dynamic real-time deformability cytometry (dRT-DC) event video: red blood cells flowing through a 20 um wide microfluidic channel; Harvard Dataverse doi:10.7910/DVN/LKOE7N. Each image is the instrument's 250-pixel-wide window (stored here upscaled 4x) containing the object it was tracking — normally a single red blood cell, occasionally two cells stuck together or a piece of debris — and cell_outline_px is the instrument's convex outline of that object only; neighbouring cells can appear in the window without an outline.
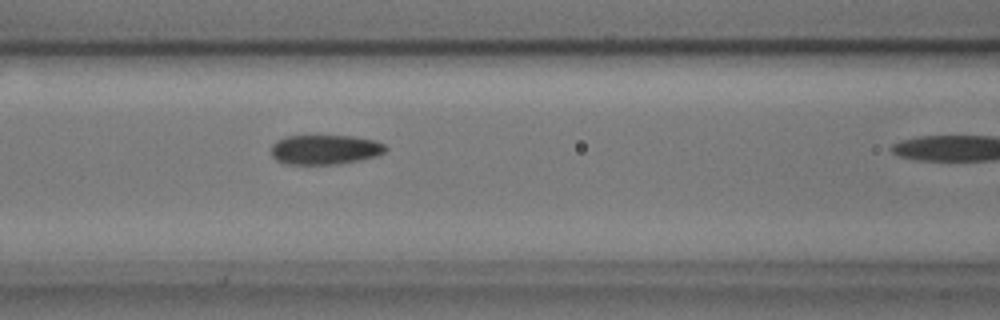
{"species": "common noctule bat (a hibernating species)", "species_latin": "Nyctalus noctula", "temperature_condition": "cold", "stored_images_in_passage": 4, "camera_frame_rate_fps": 3000, "um_per_image_px": 0.085, "animal": {"sex": "male", "body_mass_g": 17.9, "forearm_length_mm": 54.2}, "frame": {"image": 1, "passage_image": 3, "time_ms": 0.667, "image_size_px": [1000, 320], "cell_outline_px": [[388, 148], [384, 152], [376, 156], [360, 160], [336, 164], [288, 164], [276, 160], [272, 156], [272, 144], [276, 140], [288, 136], [352, 136], [376, 140], [384, 144]], "centroid_in_image_um": [27.64, 12.71], "position_along_channel_um": 139.0, "area_um2": 19.77}}